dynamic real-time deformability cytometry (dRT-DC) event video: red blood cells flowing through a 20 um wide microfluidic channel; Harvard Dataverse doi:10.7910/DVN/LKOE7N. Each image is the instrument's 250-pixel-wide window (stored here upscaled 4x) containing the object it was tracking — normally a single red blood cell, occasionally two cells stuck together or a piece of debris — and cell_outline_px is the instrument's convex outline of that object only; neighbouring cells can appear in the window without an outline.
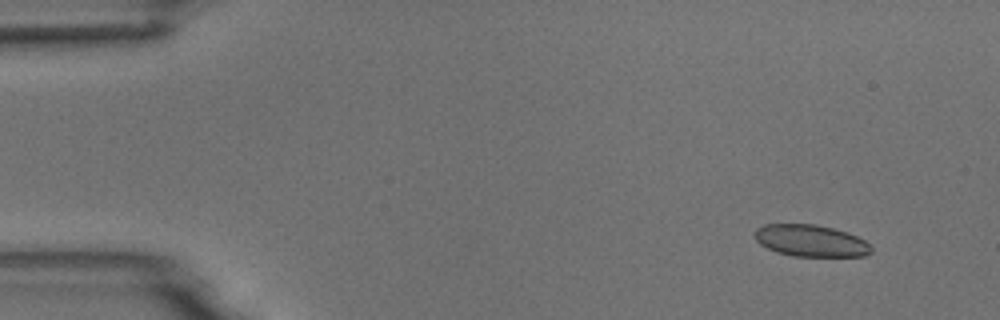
{"species": "common noctule bat (a hibernating species)", "species_latin": "Nyctalus noctula", "temperature_condition": "room temperature", "stored_images_in_passage": 4, "camera_frame_rate_fps": 3000, "um_per_image_px": 0.085, "animal": {"sex": "male", "body_mass_g": 18.8}, "frame": {"image": 1, "passage_image": 1, "time_ms": 0.0, "image_size_px": [1000, 320], "cell_outline_px": [[872, 252], [864, 256], [792, 256], [776, 252], [760, 244], [756, 240], [756, 228], [764, 224], [816, 224], [848, 232], [864, 240], [872, 248]], "centroid_in_image_um": [68.91, 20.46], "position_along_channel_um": 16.1, "area_um2": 21.56}}
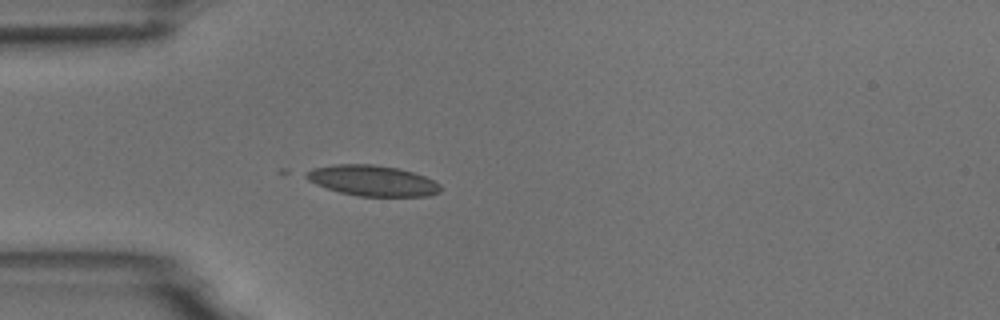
{"frame": {"image": 2, "passage_image": 4, "time_ms": 3.667, "image_size_px": [1000, 320], "cell_outline_px": [[440, 192], [428, 196], [356, 196], [340, 192], [316, 184], [308, 180], [304, 176], [304, 172], [312, 168], [332, 164], [372, 164], [396, 168], [412, 172], [424, 176], [440, 184]], "centroid_in_image_um": [31.62, 15.35], "position_along_channel_um": 53.4, "area_um2": 23.93}}